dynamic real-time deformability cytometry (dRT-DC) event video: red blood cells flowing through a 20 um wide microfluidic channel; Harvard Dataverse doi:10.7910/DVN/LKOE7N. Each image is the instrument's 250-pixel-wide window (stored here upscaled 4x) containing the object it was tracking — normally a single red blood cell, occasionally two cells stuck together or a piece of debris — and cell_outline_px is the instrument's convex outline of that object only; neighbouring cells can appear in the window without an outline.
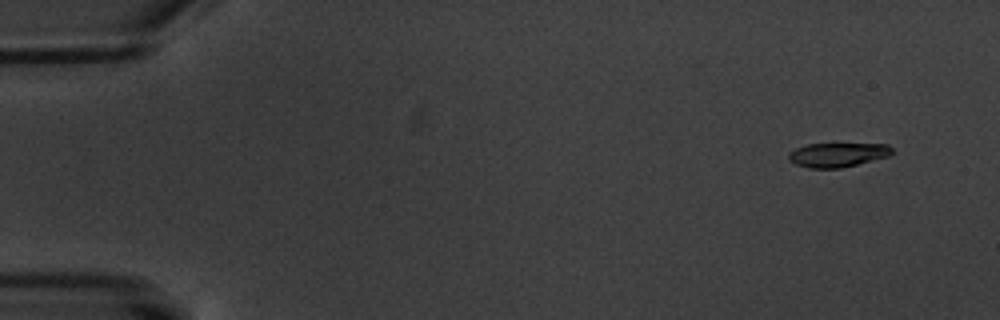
{"species": "common noctule bat (a hibernating species)", "species_latin": "Nyctalus noctula", "temperature_condition": "warm", "stored_images_in_passage": 5, "camera_frame_rate_fps": 3000, "um_per_image_px": 0.085, "animal": {"sex": "male", "body_mass_g": 20.1, "forearm_length_mm": 53.5}, "frame": {"image": 1, "passage_image": 1, "time_ms": 0.0, "image_size_px": [1000, 320], "cell_outline_px": [[896, 152], [888, 156], [840, 168], [808, 168], [796, 164], [788, 160], [788, 152], [796, 148], [808, 144], [888, 144]], "centroid_in_image_um": [71.19, 13.15], "position_along_channel_um": 13.8, "area_um2": 14.57}}
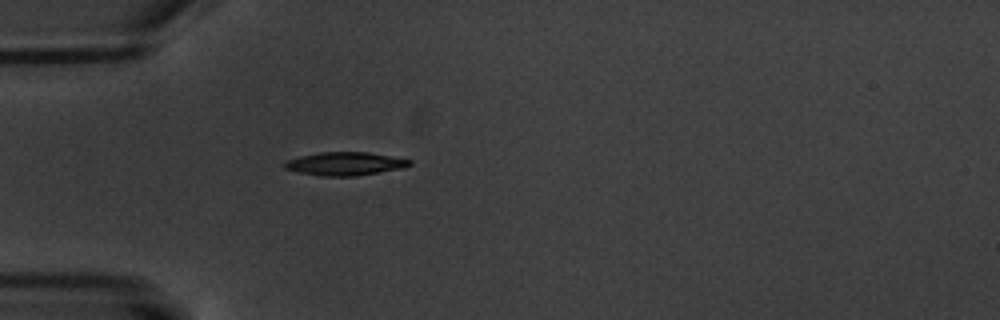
{"frame": {"image": 2, "passage_image": 5, "time_ms": 4.667, "image_size_px": [1000, 320], "cell_outline_px": [[412, 164], [400, 168], [356, 176], [320, 176], [300, 172], [284, 168], [284, 160], [300, 156], [320, 152], [368, 152], [412, 160]], "centroid_in_image_um": [29.29, 13.91], "position_along_channel_um": 55.7, "area_um2": 16.82}}